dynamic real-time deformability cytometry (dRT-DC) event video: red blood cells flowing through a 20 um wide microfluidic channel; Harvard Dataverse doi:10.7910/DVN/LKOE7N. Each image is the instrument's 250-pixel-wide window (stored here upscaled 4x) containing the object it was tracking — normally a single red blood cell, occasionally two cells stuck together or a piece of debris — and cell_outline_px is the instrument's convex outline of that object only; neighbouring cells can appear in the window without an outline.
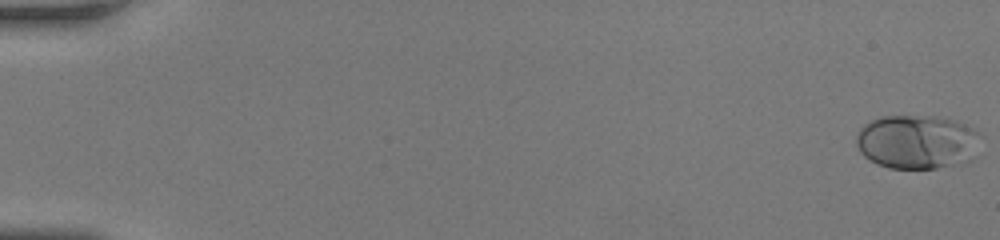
{"species": "human", "species_latin": "Homo sapiens", "temperature_condition": "room temperature", "stored_images_in_passage": 52, "camera_frame_rate_fps": 3000, "um_per_image_px": 0.085, "donor": {"sex": "female"}, "frame": {"image": 1, "passage_image": 1, "time_ms": 0.0, "image_size_px": [1000, 240], "cell_outline_px": [[976, 156], [972, 160], [936, 168], [888, 168], [864, 156], [860, 152], [856, 144], [856, 136], [860, 128], [864, 124], [872, 120], [884, 116], [936, 116], [956, 120], [972, 128], [976, 132]], "centroid_in_image_um": [77.92, 12.05], "position_along_channel_um": 7.1, "area_um2": 38.84}}
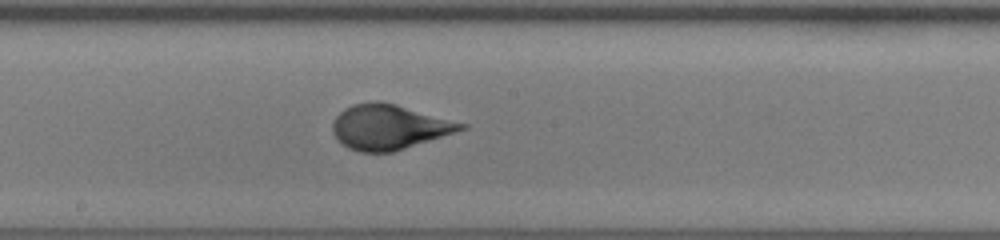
{"frame": {"image": 2, "passage_image": 30, "time_ms": 9.667, "image_size_px": [1000, 240], "cell_outline_px": [[468, 128], [456, 132], [392, 152], [360, 152], [348, 148], [336, 140], [332, 132], [332, 124], [336, 116], [344, 108], [352, 104], [376, 100], [396, 104], [468, 124]], "centroid_in_image_um": [33.04, 10.79], "position_along_channel_um": 215.2, "area_um2": 33.7}}
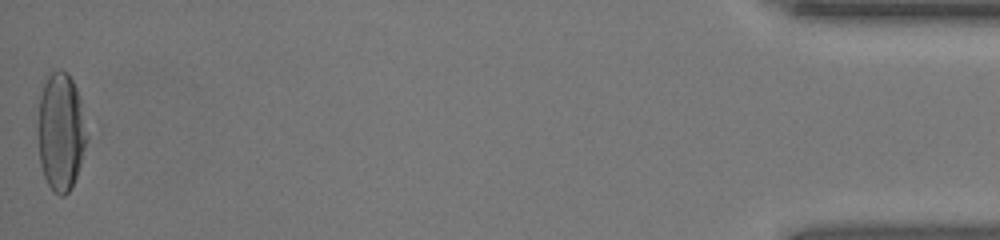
{"frame": {"image": 3, "passage_image": 52, "time_ms": 17.0, "image_size_px": [1000, 240], "cell_outline_px": [[88, 140], [72, 188], [64, 196], [60, 196], [52, 192], [44, 176], [40, 164], [36, 132], [36, 124], [40, 96], [44, 84], [48, 76], [52, 72], [60, 68], [68, 72], [76, 88], [80, 100], [88, 136]], "centroid_in_image_um": [5.15, 11.21], "position_along_channel_um": 430.1, "area_um2": 34.28}, "authors_computed_cell_mechanics": {"area_um2": 33.4373, "velocity_mm_per_s": 4.1405, "shape_relaxation_time_tau1_ms": 5.1433, "shape_relaxation_time_tau2_ms": null, "deformation_change_tau1": 0.2128, "deformation_change_tau2": null}}